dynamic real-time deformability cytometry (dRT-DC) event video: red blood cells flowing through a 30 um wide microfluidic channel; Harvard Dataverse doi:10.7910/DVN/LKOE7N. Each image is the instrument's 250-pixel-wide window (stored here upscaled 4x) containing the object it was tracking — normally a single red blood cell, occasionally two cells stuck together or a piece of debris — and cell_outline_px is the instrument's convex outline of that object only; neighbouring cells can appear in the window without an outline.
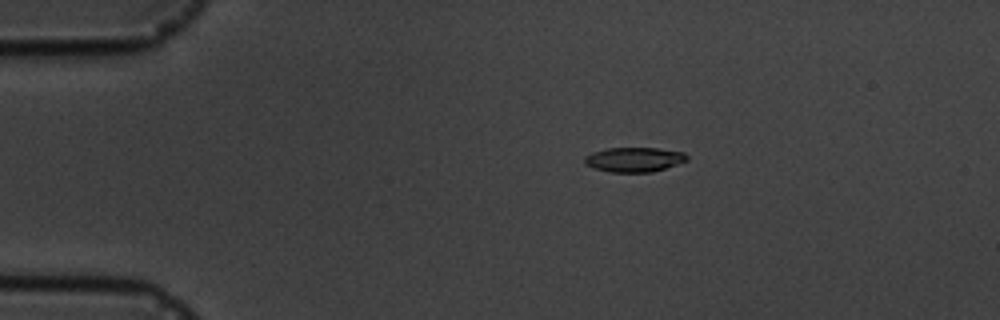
{"species": "common noctule bat (a hibernating species)", "species_latin": "Nyctalus noctula", "temperature_condition": "cold", "stored_images_in_passage": 10, "camera_frame_rate_fps": 3000, "um_per_image_px": 0.085, "animal": {"sex": "male", "body_mass_g": 19.5, "forearm_length_mm": 54.6}, "frame": {"image": 1, "passage_image": 4, "time_ms": 3.333, "image_size_px": [1000, 320], "cell_outline_px": [[688, 160], [652, 172], [608, 172], [592, 168], [584, 164], [584, 156], [592, 152], [608, 148], [656, 148], [684, 152], [688, 156]], "centroid_in_image_um": [53.86, 13.56], "position_along_channel_um": 31.1, "area_um2": 14.74}}
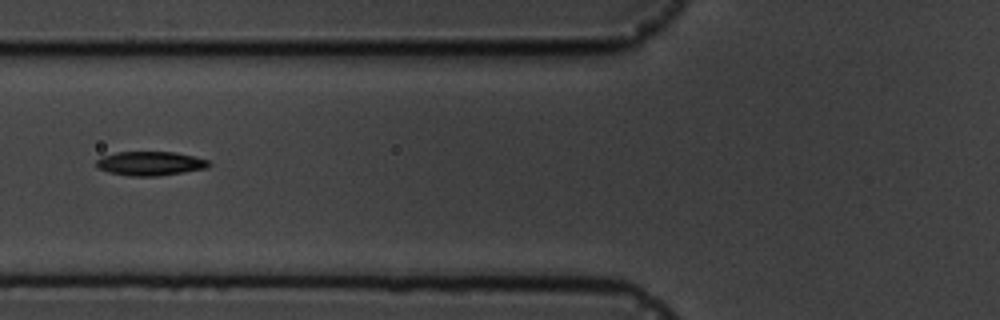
{"frame": {"image": 2, "passage_image": 7, "time_ms": 7.0, "image_size_px": [1000, 320], "cell_outline_px": [[212, 164], [208, 168], [160, 176], [128, 176], [108, 172], [96, 168], [96, 160], [100, 156], [116, 152], [176, 152], [208, 160]], "centroid_in_image_um": [12.74, 13.9], "position_along_channel_um": 113.1, "area_um2": 16.01}}
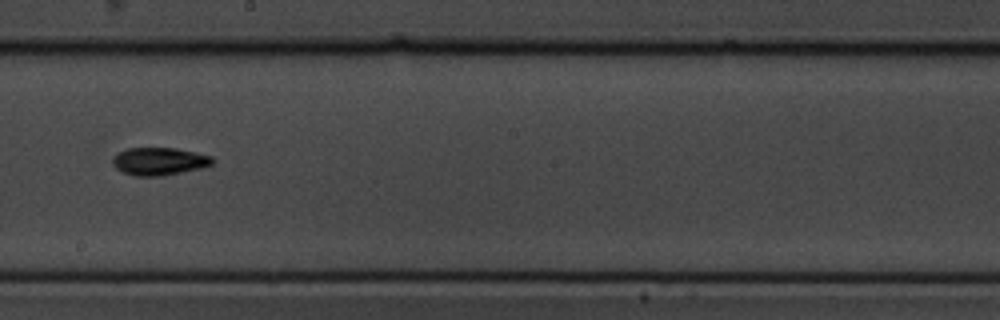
{"frame": {"image": 3, "passage_image": 10, "time_ms": 10.333, "image_size_px": [1000, 320], "cell_outline_px": [[212, 164], [200, 168], [164, 176], [132, 176], [116, 168], [112, 164], [112, 156], [116, 152], [128, 148], [176, 148], [196, 152], [212, 156]], "centroid_in_image_um": [13.48, 13.71], "position_along_channel_um": 234.7, "area_um2": 16.24}}